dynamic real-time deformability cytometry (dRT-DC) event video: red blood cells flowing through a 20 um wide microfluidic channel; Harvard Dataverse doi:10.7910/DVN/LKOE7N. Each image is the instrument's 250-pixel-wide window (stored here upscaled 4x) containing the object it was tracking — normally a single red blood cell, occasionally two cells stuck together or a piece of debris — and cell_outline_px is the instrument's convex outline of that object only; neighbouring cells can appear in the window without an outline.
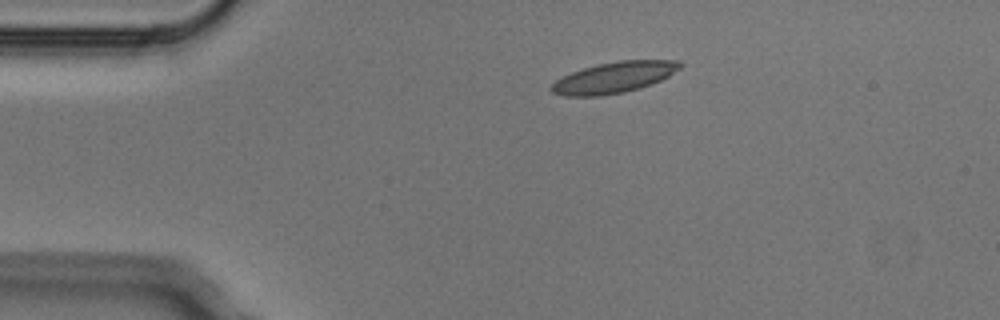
{"species": "Egyptian fruit bat (a non-hibernating species)", "species_latin": "Rousettus aegyptiacus", "temperature_condition": "cold", "stored_images_in_passage": 2, "camera_frame_rate_fps": 3000, "um_per_image_px": 0.085, "animal": {"sex": "male"}, "frame": {"image": 1, "passage_image": 1, "time_ms": 0.0, "image_size_px": [1000, 320], "cell_outline_px": [[684, 64], [680, 68], [668, 76], [660, 80], [640, 88], [624, 92], [600, 96], [564, 96], [552, 92], [548, 88], [556, 80], [572, 72], [596, 64], [620, 60], [680, 60]], "centroid_in_image_um": [52.19, 6.58], "position_along_channel_um": 32.8, "area_um2": 23.24}}